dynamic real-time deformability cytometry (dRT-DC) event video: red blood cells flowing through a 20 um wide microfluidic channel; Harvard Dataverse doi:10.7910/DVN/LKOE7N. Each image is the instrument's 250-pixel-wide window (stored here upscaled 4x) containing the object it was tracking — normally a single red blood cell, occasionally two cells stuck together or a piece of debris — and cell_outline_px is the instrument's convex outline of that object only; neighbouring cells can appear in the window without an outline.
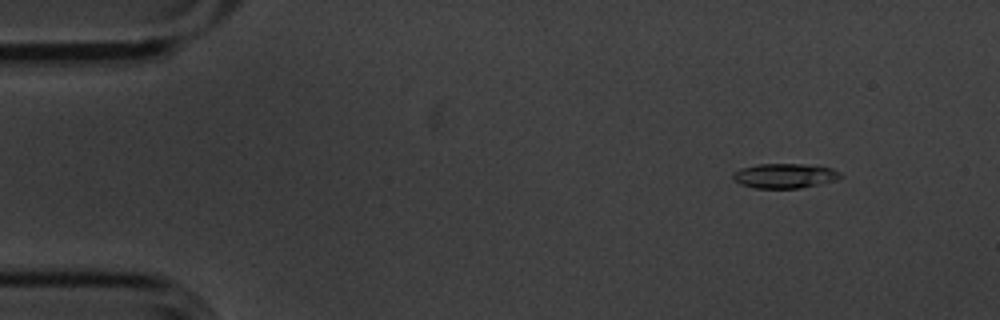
{"species": "common noctule bat (a hibernating species)", "species_latin": "Nyctalus noctula", "temperature_condition": "cold", "stored_images_in_passage": 5, "camera_frame_rate_fps": 3000, "um_per_image_px": 0.085, "animal": {"sex": "male", "body_mass_g": 20.1, "forearm_length_mm": 53.5}, "frame": {"image": 1, "passage_image": 1, "time_ms": 0.0, "image_size_px": [1000, 320], "cell_outline_px": [[844, 176], [836, 180], [820, 184], [800, 188], [756, 188], [740, 184], [732, 180], [732, 172], [740, 168], [756, 164], [804, 164], [832, 168], [840, 172]], "centroid_in_image_um": [66.67, 14.94], "position_along_channel_um": 18.3, "area_um2": 15.66}}
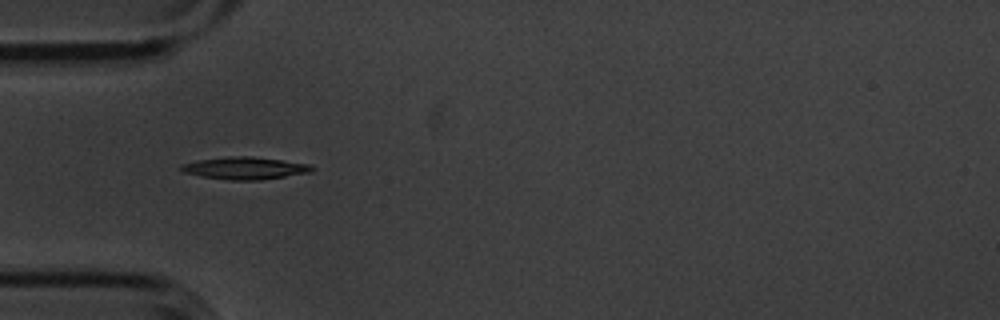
{"frame": {"image": 2, "passage_image": 4, "time_ms": 1.0, "image_size_px": [1000, 320], "cell_outline_px": [[316, 168], [312, 172], [260, 180], [232, 180], [200, 176], [184, 172], [180, 168], [180, 164], [200, 160], [228, 156], [252, 156], [312, 164]], "centroid_in_image_um": [20.87, 14.29], "position_along_channel_um": 64.1, "area_um2": 17.05}}
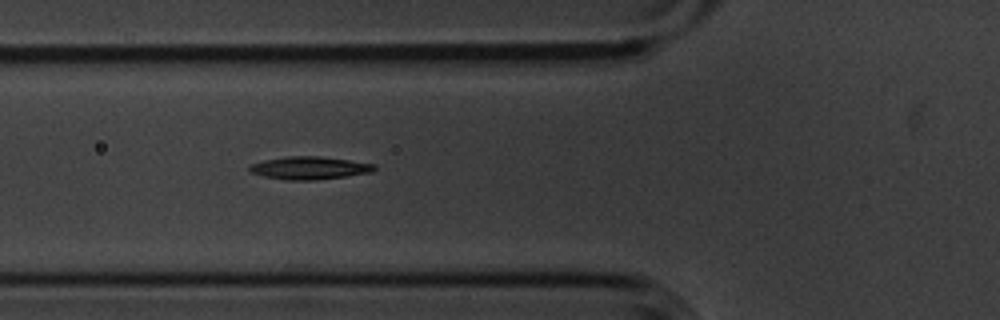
{"frame": {"image": 3, "passage_image": 5, "time_ms": 1.333, "image_size_px": [1000, 320], "cell_outline_px": [[376, 168], [372, 172], [316, 180], [284, 180], [264, 176], [248, 172], [248, 164], [264, 160], [288, 156], [320, 156], [376, 164]], "centroid_in_image_um": [26.25, 14.27], "position_along_channel_um": 99.6, "area_um2": 16.65}}